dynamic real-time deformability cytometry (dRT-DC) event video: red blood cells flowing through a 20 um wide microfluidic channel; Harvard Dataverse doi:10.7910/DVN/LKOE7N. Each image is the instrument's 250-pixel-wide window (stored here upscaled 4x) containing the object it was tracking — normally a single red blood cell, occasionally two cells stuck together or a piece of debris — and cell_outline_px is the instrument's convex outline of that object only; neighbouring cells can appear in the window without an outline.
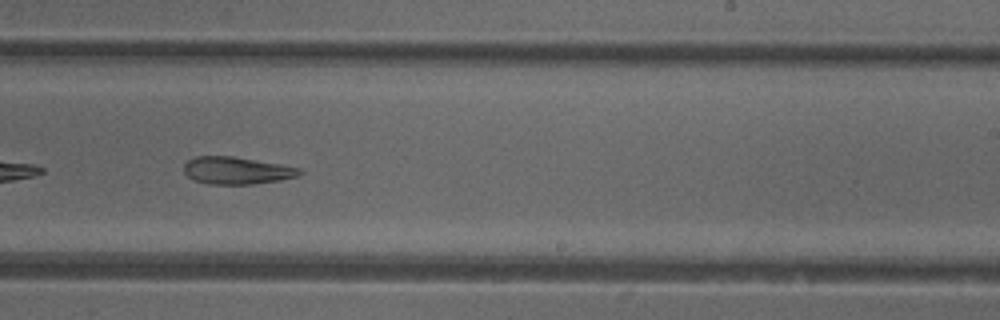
{"species": "common noctule bat (a hibernating species)", "species_latin": "Nyctalus noctula", "temperature_condition": "cold", "stored_images_in_passage": 48, "camera_frame_rate_fps": 3000, "um_per_image_px": 0.085, "animal": {"sex": "female"}, "frame": {"image": 1, "passage_image": 28, "time_ms": 9.0, "image_size_px": [1000, 320], "cell_outline_px": [[304, 172], [296, 176], [280, 180], [252, 184], [208, 184], [196, 180], [188, 176], [184, 172], [184, 164], [188, 160], [196, 156], [232, 156], [300, 168]], "centroid_in_image_um": [20.1, 14.49], "position_along_channel_um": 268.9, "area_um2": 18.15}}
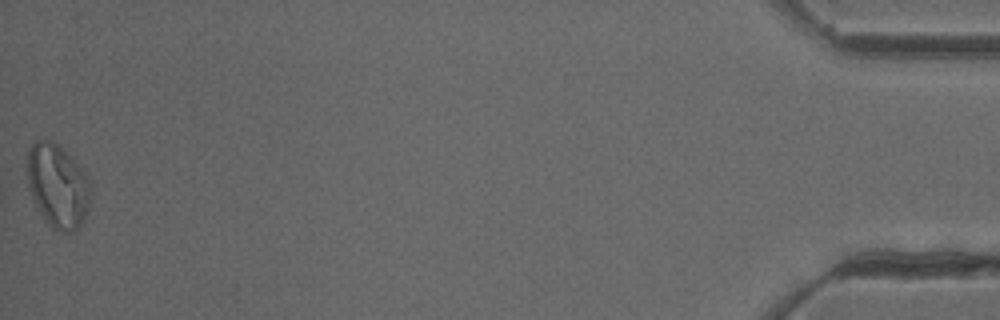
{"frame": {"image": 2, "passage_image": 48, "time_ms": 15.667, "image_size_px": [1000, 320], "cell_outline_px": [[88, 208], [80, 224], [72, 232], [64, 232], [52, 228], [48, 224], [32, 200], [28, 188], [24, 168], [28, 148], [36, 140], [52, 140], [88, 176]], "centroid_in_image_um": [4.8, 15.78], "position_along_channel_um": 430.4, "area_um2": 30.63}, "authors_computed_cell_mechanics": {"area_um2": 22.0507, "velocity_mm_per_s": 3.9552, "shape_relaxation_time_tau1_ms": null, "shape_relaxation_time_tau2_ms": 9.061, "deformation_change_tau1": null, "deformation_change_tau2": 0.2049}}